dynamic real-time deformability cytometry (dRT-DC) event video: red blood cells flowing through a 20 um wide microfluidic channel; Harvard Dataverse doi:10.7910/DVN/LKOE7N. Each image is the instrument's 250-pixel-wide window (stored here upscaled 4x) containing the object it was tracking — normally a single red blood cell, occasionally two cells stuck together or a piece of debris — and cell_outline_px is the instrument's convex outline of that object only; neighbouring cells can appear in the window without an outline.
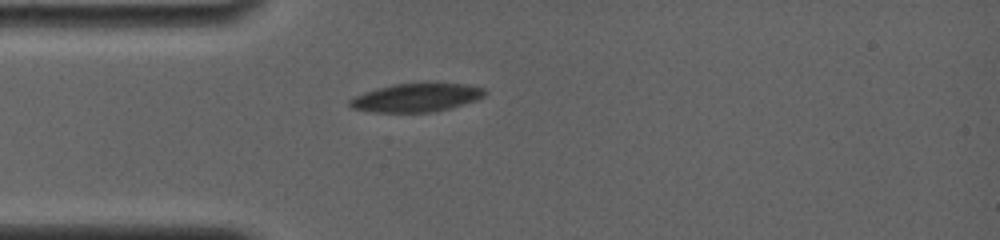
{"species": "common noctule bat (a hibernating species)", "species_latin": "Nyctalus noctula", "temperature_condition": "room temperature", "stored_images_in_passage": 10, "camera_frame_rate_fps": 4000, "um_per_image_px": 0.085, "animal": {"sex": "female", "body_mass_g": 19.0, "forearm_length_mm": 56.7}, "frame": {"image": 1, "passage_image": 1, "time_ms": 0.0, "image_size_px": [1000, 240], "cell_outline_px": [[488, 92], [484, 96], [476, 100], [436, 112], [372, 112], [352, 108], [348, 104], [348, 100], [364, 92], [376, 88], [392, 84], [436, 80], [464, 84], [484, 88]], "centroid_in_image_um": [35.42, 8.25], "position_along_channel_um": 49.6, "area_um2": 23.24}}
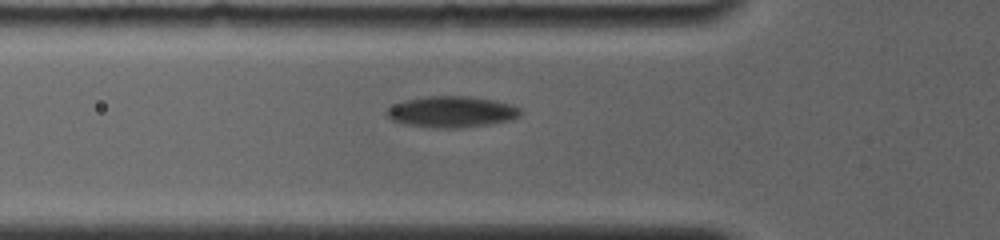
{"frame": {"image": 2, "passage_image": 7, "time_ms": 1.25, "image_size_px": [1000, 240], "cell_outline_px": [[520, 116], [512, 120], [464, 128], [436, 128], [404, 124], [392, 120], [384, 112], [392, 104], [404, 100], [428, 96], [468, 96], [492, 100], [512, 104], [520, 108]], "centroid_in_image_um": [38.37, 9.51], "position_along_channel_um": 87.4, "area_um2": 24.45}}